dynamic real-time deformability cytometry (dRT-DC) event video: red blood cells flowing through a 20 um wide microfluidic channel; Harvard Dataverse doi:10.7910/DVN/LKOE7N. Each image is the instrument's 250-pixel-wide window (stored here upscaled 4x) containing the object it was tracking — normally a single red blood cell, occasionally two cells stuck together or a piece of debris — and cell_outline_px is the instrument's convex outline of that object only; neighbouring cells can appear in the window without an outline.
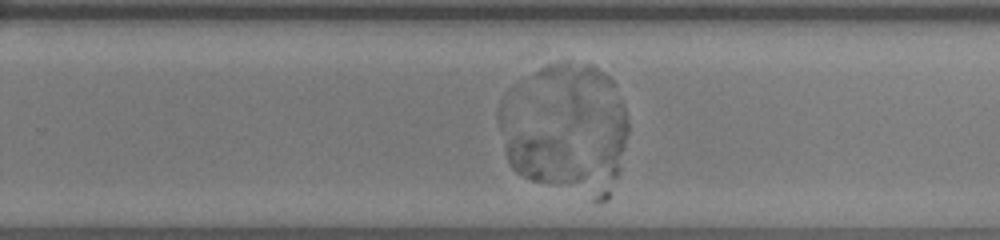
{"species": "human", "species_latin": "Homo sapiens", "temperature_condition": "room temperature", "stored_images_in_passage": 43, "camera_frame_rate_fps": 3000, "um_per_image_px": 0.085, "donor": {"sex": "female"}, "frame": {"image": 1, "passage_image": 24, "time_ms": 7.667, "image_size_px": [1000, 240], "cell_outline_px": [[584, 176], [580, 180], [568, 184], [556, 184], [532, 180], [516, 172], [512, 168], [508, 160], [508, 132], [560, 136], [584, 172]], "centroid_in_image_um": [46.16, 13.48], "position_along_channel_um": 283.6, "area_um2": 21.39}}
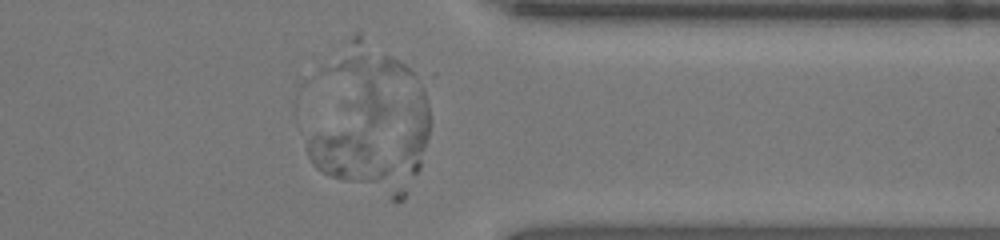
{"frame": {"image": 2, "passage_image": 34, "time_ms": 11.0, "image_size_px": [1000, 240], "cell_outline_px": [[388, 172], [384, 176], [376, 180], [348, 180], [332, 176], [316, 168], [312, 164], [308, 156], [308, 140], [312, 136], [344, 132], [364, 140], [368, 144], [388, 168]], "centroid_in_image_um": [29.37, 13.37], "position_along_channel_um": 382.0, "area_um2": 20.35}}